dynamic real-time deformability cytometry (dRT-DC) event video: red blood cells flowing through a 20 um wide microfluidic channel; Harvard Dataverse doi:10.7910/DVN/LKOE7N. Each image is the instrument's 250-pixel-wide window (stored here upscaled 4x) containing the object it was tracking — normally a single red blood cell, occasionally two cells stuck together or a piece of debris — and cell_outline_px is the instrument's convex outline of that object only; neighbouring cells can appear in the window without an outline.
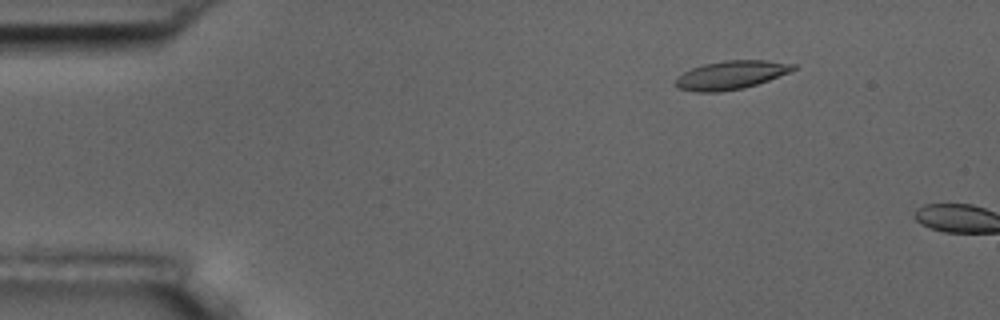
{"species": "common noctule bat (a hibernating species)", "species_latin": "Nyctalus noctula", "temperature_condition": "room temperature", "stored_images_in_passage": 2, "camera_frame_rate_fps": 3000, "um_per_image_px": 0.085, "animal": {"sex": "male", "body_mass_g": 17.5, "forearm_length_mm": 52.3}, "frame": {"image": 1, "passage_image": 1, "time_ms": 0.0, "image_size_px": [1000, 320], "cell_outline_px": [[796, 68], [788, 72], [768, 80], [744, 88], [720, 92], [696, 92], [676, 88], [672, 84], [676, 76], [692, 68], [704, 64], [724, 60], [768, 60], [796, 64]], "centroid_in_image_um": [62.06, 6.38], "position_along_channel_um": 22.9, "area_um2": 19.71}}